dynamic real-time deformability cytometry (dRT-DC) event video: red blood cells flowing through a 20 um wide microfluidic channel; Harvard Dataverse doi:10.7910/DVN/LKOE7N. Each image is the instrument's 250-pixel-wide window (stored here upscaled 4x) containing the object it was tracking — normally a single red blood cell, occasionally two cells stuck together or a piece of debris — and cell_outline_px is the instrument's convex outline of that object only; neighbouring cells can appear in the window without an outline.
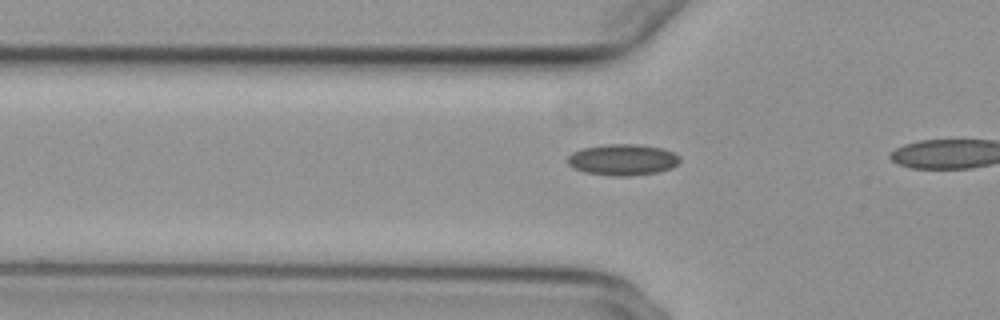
{"species": "common noctule bat (a hibernating species)", "species_latin": "Nyctalus noctula", "temperature_condition": "cold", "stored_images_in_passage": 9, "camera_frame_rate_fps": 3000, "um_per_image_px": 0.085, "animal": {"sex": "female", "body_mass_g": 29.2, "forearm_length_mm": 56.3}, "frame": {"image": 1, "passage_image": 6, "time_ms": 1.667, "image_size_px": [1000, 320], "cell_outline_px": [[680, 160], [672, 168], [656, 172], [628, 176], [612, 176], [584, 172], [572, 168], [568, 164], [568, 156], [572, 152], [580, 148], [608, 144], [640, 144], [664, 148], [680, 156]], "centroid_in_image_um": [52.91, 13.57], "position_along_channel_um": 72.9, "area_um2": 20.58}}